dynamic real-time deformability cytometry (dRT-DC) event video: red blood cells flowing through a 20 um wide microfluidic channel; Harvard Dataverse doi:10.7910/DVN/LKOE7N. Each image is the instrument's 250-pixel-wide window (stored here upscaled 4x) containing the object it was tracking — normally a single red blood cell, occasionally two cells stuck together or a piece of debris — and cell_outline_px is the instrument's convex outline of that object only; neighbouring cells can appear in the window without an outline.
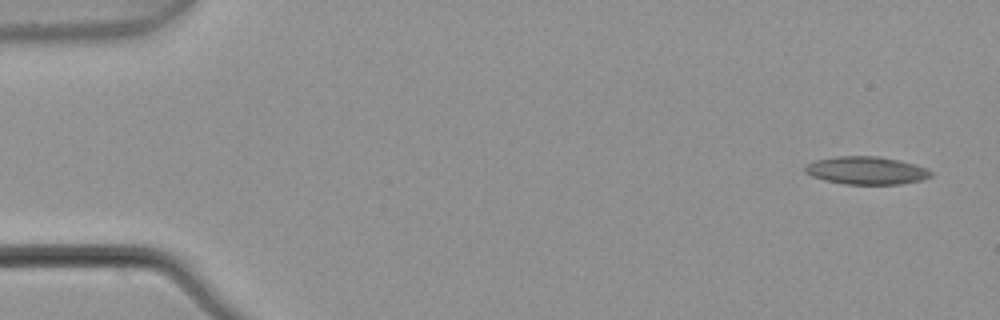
{"species": "common noctule bat (a hibernating species)", "species_latin": "Nyctalus noctula", "temperature_condition": "warm", "stored_images_in_passage": 4, "camera_frame_rate_fps": 3000, "um_per_image_px": 0.085, "animal": {"sex": "male", "body_mass_g": 21.5, "forearm_length_mm": 52.0}, "frame": {"image": 1, "passage_image": 1, "time_ms": 0.0, "image_size_px": [1000, 320], "cell_outline_px": [[932, 176], [920, 180], [900, 184], [844, 184], [824, 180], [812, 176], [804, 172], [804, 168], [808, 164], [816, 160], [836, 156], [880, 156], [900, 160], [924, 168], [932, 172]], "centroid_in_image_um": [73.61, 14.49], "position_along_channel_um": 11.4, "area_um2": 20.29}}
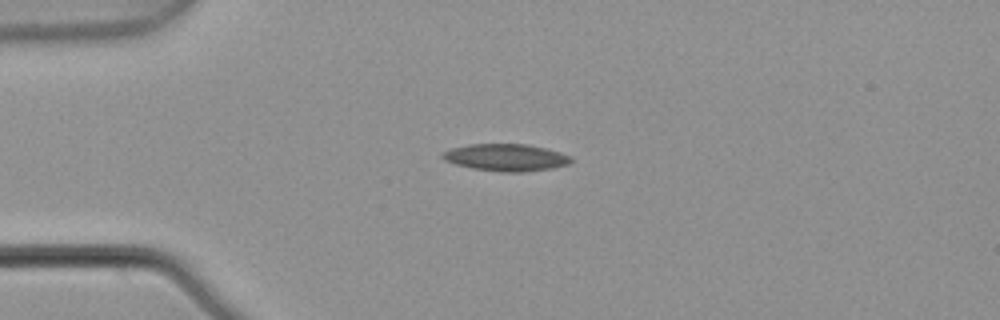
{"frame": {"image": 2, "passage_image": 4, "time_ms": 1.0, "image_size_px": [1000, 320], "cell_outline_px": [[572, 160], [568, 164], [552, 168], [524, 172], [500, 172], [472, 168], [456, 164], [444, 160], [440, 156], [444, 152], [452, 148], [468, 144], [528, 144], [548, 148], [572, 156]], "centroid_in_image_um": [43.03, 13.38], "position_along_channel_um": 42.0, "area_um2": 20.4}}